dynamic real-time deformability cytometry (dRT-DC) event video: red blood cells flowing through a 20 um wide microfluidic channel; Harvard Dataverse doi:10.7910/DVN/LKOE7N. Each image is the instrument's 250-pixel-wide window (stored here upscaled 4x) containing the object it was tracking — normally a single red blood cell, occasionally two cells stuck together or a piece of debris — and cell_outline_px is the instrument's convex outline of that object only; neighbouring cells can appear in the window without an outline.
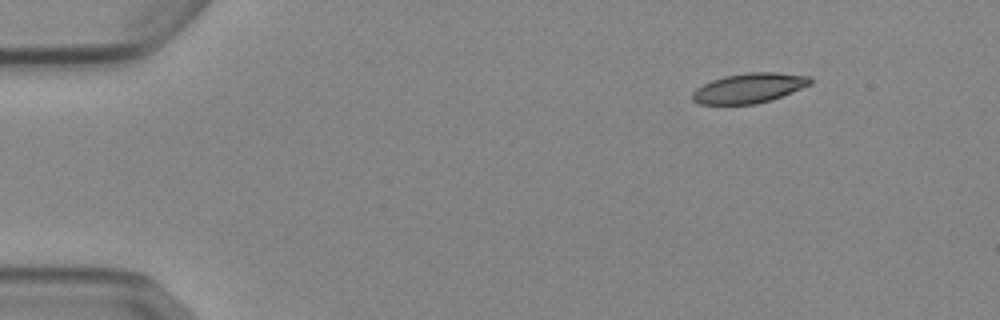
{"species": "Egyptian fruit bat (a non-hibernating species)", "species_latin": "Rousettus aegyptiacus", "temperature_condition": "cold", "stored_images_in_passage": 47, "camera_frame_rate_fps": 3000, "um_per_image_px": 0.085, "animal": {"sex": "female"}, "frame": {"image": 1, "passage_image": 1, "time_ms": 0.0, "image_size_px": [1000, 320], "cell_outline_px": [[812, 84], [772, 100], [756, 104], [700, 104], [692, 100], [692, 92], [696, 88], [712, 80], [724, 76], [748, 72], [776, 72], [812, 76]], "centroid_in_image_um": [63.7, 7.48], "position_along_channel_um": 21.3, "area_um2": 20.63}}
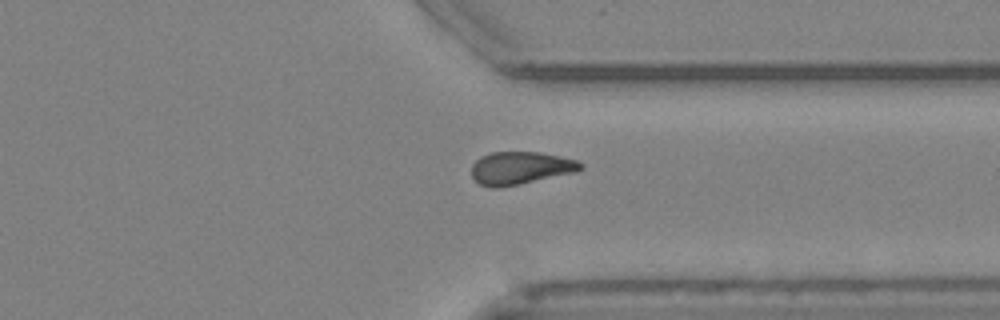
{"frame": {"image": 2, "passage_image": 35, "time_ms": 11.333, "image_size_px": [1000, 320], "cell_outline_px": [[584, 168], [576, 172], [496, 188], [492, 188], [480, 184], [472, 176], [472, 164], [480, 156], [492, 152], [540, 152], [560, 156], [576, 160], [584, 164]], "centroid_in_image_um": [44.24, 14.26], "position_along_channel_um": 367.2, "area_um2": 20.63}}
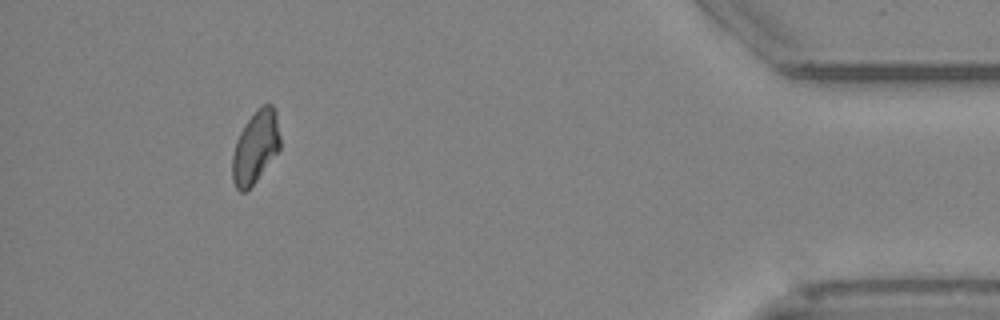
{"frame": {"image": 3, "passage_image": 43, "time_ms": 14.0, "image_size_px": [1000, 320], "cell_outline_px": [[280, 148], [256, 180], [244, 192], [240, 192], [236, 188], [232, 180], [232, 156], [236, 140], [244, 124], [256, 108], [264, 104], [272, 104], [276, 112], [280, 136]], "centroid_in_image_um": [21.7, 12.46], "position_along_channel_um": 413.5, "area_um2": 20.11}, "authors_computed_cell_mechanics": {"area_um2": 20.9236, "velocity_mm_per_s": 3.8635, "shape_relaxation_time_tau1_ms": 7.7491, "shape_relaxation_time_tau2_ms": null, "deformation_change_tau1": 0.1561, "deformation_change_tau2": null}}